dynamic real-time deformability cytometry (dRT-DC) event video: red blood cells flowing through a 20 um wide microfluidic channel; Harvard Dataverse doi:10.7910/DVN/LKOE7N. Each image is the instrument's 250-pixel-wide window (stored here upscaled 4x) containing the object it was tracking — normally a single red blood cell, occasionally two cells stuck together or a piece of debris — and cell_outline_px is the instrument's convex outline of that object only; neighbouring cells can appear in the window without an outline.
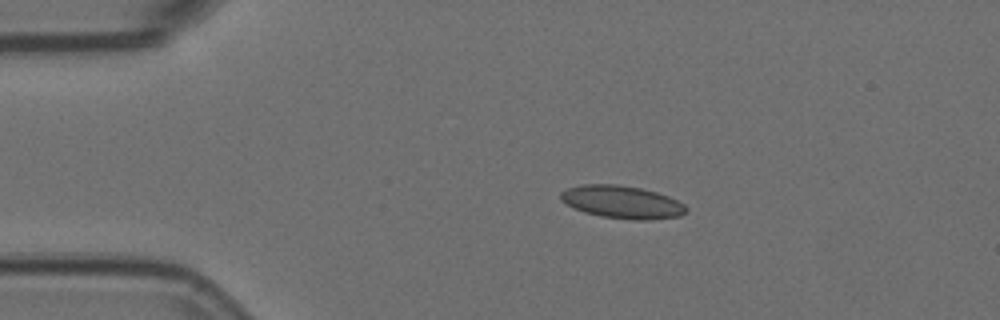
{"species": "Egyptian fruit bat (a non-hibernating species)", "species_latin": "Rousettus aegyptiacus", "temperature_condition": "room temperature", "stored_images_in_passage": 6, "camera_frame_rate_fps": 3000, "um_per_image_px": 0.085, "animal": {"sex": "female"}, "frame": {"image": 1, "passage_image": 1, "time_ms": 0.0, "image_size_px": [1000, 320], "cell_outline_px": [[688, 208], [680, 216], [648, 220], [632, 220], [600, 216], [584, 212], [560, 200], [560, 192], [568, 188], [580, 184], [616, 184], [640, 188], [656, 192], [668, 196], [684, 204]], "centroid_in_image_um": [52.86, 17.17], "position_along_channel_um": 32.1, "area_um2": 23.87}}
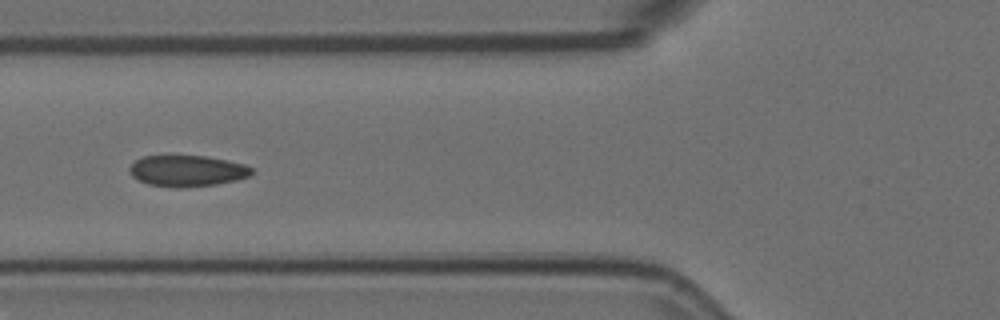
{"frame": {"image": 2, "passage_image": 4, "time_ms": 1.0, "image_size_px": [1000, 320], "cell_outline_px": [[252, 172], [248, 176], [236, 180], [216, 184], [180, 188], [176, 188], [148, 184], [136, 180], [128, 172], [128, 168], [136, 160], [144, 156], [208, 156], [228, 160], [244, 164], [252, 168]], "centroid_in_image_um": [15.87, 14.53], "position_along_channel_um": 109.9, "area_um2": 22.25}}
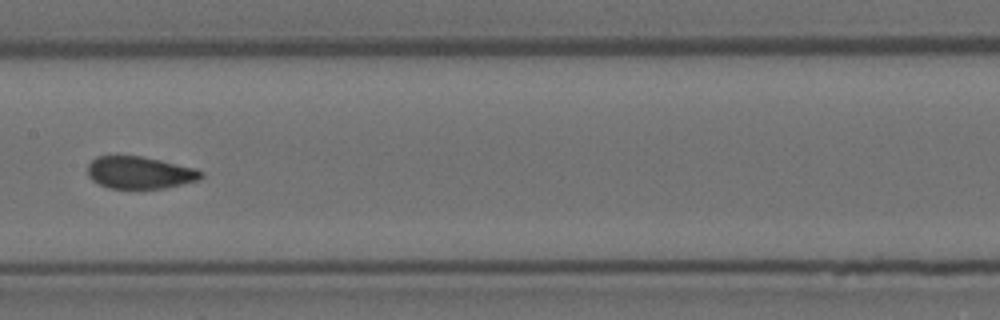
{"frame": {"image": 3, "passage_image": 6, "time_ms": 1.667, "image_size_px": [1000, 320], "cell_outline_px": [[204, 176], [200, 180], [164, 188], [108, 188], [92, 180], [88, 176], [88, 164], [96, 156], [140, 156], [160, 160], [192, 168], [204, 172]], "centroid_in_image_um": [11.87, 14.67], "position_along_channel_um": 195.5, "area_um2": 21.15}}